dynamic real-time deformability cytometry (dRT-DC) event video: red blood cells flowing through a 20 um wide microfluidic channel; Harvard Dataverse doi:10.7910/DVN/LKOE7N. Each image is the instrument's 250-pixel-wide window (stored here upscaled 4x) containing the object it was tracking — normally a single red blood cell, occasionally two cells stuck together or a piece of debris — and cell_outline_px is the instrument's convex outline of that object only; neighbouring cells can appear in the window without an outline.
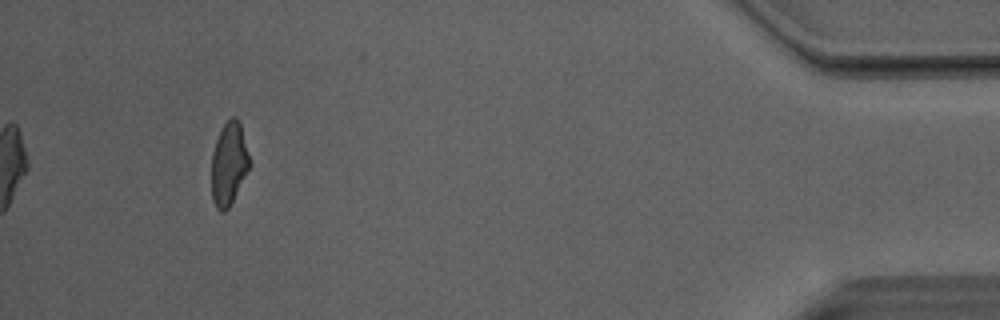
{"species": "Egyptian fruit bat (a non-hibernating species)", "species_latin": "Rousettus aegyptiacus", "temperature_condition": "room temperature", "stored_images_in_passage": 34, "camera_frame_rate_fps": 3000, "um_per_image_px": 0.085, "animal": {"sex": "male"}, "frame": {"image": 1, "passage_image": 34, "time_ms": 11.0, "image_size_px": [1000, 320], "cell_outline_px": [[252, 164], [228, 208], [224, 212], [220, 212], [216, 208], [212, 200], [212, 152], [216, 140], [224, 124], [232, 116], [236, 116], [240, 120]], "centroid_in_image_um": [19.48, 13.9], "position_along_channel_um": 415.7, "area_um2": 18.55}, "authors_computed_cell_mechanics": {"area_um2": 19.5653, "velocity_mm_per_s": 4.1052, "shape_relaxation_time_tau1_ms": null, "shape_relaxation_time_tau2_ms": 1.7636, "deformation_change_tau1": null, "deformation_change_tau2": 0.0936}}